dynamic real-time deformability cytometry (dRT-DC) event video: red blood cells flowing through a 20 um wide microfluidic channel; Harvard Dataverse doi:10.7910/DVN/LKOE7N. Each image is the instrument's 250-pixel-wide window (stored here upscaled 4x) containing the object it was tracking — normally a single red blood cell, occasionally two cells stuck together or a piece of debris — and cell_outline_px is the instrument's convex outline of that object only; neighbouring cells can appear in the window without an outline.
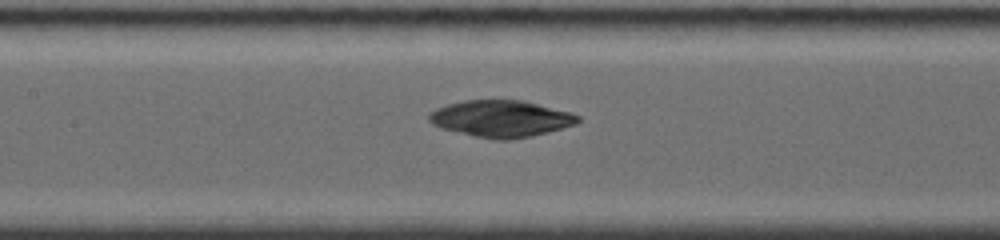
{"species": "common noctule bat (a hibernating species)", "species_latin": "Nyctalus noctula", "temperature_condition": "room temperature", "stored_images_in_passage": 6, "segment_of_instrument_passage": [2, 2], "camera_frame_rate_fps": 4000, "um_per_image_px": 0.085, "animal": {"sex": "female", "body_mass_g": 19.0, "forearm_length_mm": 56.7}, "frame": {"image": 1, "passage_image": 6, "time_ms": 4.5, "image_size_px": [1000, 240], "cell_outline_px": [[580, 120], [576, 124], [548, 132], [532, 136], [508, 140], [496, 140], [476, 136], [440, 128], [432, 124], [428, 120], [428, 116], [436, 108], [448, 104], [464, 100], [524, 100], [568, 112], [580, 116]], "centroid_in_image_um": [42.58, 10.09], "position_along_channel_um": 164.8, "area_um2": 31.67}}